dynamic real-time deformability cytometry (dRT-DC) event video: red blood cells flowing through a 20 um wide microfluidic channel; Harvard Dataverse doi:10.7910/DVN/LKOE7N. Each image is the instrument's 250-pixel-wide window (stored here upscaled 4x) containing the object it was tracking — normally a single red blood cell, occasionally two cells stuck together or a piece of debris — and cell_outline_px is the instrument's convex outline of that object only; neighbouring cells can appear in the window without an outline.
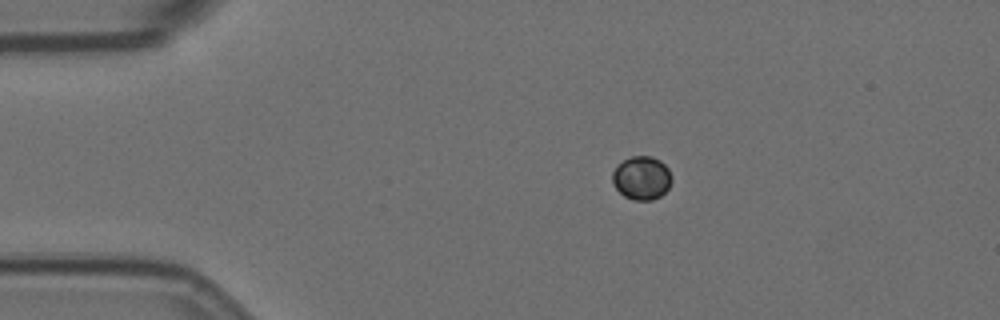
{"species": "Egyptian fruit bat (a non-hibernating species)", "species_latin": "Rousettus aegyptiacus", "temperature_condition": "room temperature", "stored_images_in_passage": 5, "camera_frame_rate_fps": 3000, "um_per_image_px": 0.085, "animal": {"sex": "female"}, "frame": {"image": 1, "passage_image": 1, "time_ms": 0.0, "image_size_px": [1000, 320], "cell_outline_px": [[672, 180], [668, 188], [660, 196], [652, 200], [632, 200], [624, 196], [612, 184], [612, 172], [616, 164], [632, 156], [652, 156], [660, 160], [668, 168]], "centroid_in_image_um": [54.52, 15.12], "position_along_channel_um": 30.5, "area_um2": 15.14}}
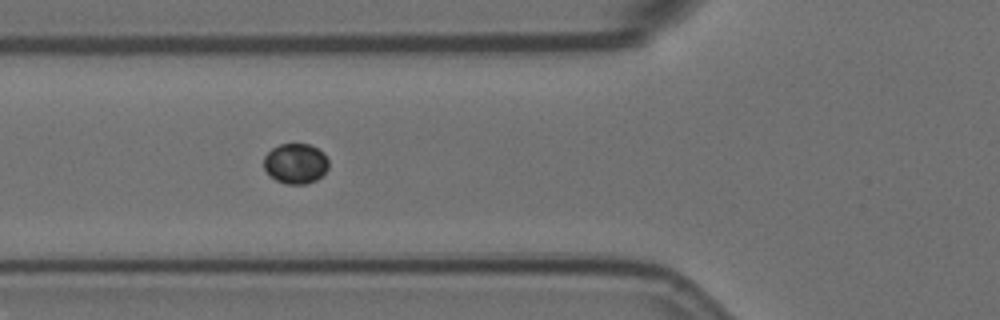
{"frame": {"image": 2, "passage_image": 4, "time_ms": 1.0, "image_size_px": [1000, 320], "cell_outline_px": [[328, 168], [316, 180], [304, 184], [284, 184], [276, 180], [264, 168], [264, 156], [272, 148], [280, 144], [308, 144], [324, 152], [328, 160]], "centroid_in_image_um": [25.13, 13.89], "position_along_channel_um": 100.7, "area_um2": 15.09}}
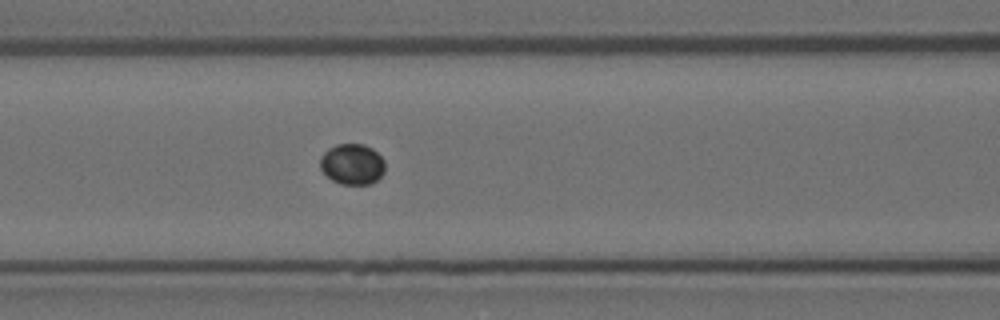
{"frame": {"image": 3, "passage_image": 5, "time_ms": 1.333, "image_size_px": [1000, 320], "cell_outline_px": [[384, 172], [372, 184], [340, 184], [332, 180], [320, 168], [320, 156], [328, 148], [336, 144], [364, 144], [372, 148], [384, 160]], "centroid_in_image_um": [29.93, 13.95], "position_along_channel_um": 136.7, "area_um2": 15.43}}